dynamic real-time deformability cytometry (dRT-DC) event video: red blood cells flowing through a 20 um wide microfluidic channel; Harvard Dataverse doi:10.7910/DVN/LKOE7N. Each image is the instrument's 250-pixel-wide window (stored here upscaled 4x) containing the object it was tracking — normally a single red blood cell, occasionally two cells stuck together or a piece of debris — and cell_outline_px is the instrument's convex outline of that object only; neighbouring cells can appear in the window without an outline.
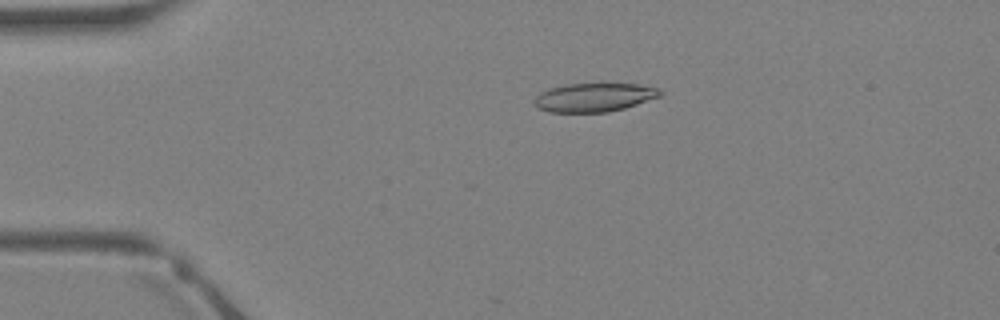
{"species": "Egyptian fruit bat (a non-hibernating species)", "species_latin": "Rousettus aegyptiacus", "temperature_condition": "warm", "stored_images_in_passage": 3, "camera_frame_rate_fps": 3000, "um_per_image_px": 0.085, "animal": {"sex": "female"}, "frame": {"image": 1, "passage_image": 3, "time_ms": 0.667, "image_size_px": [1000, 320], "cell_outline_px": [[664, 92], [660, 96], [624, 108], [608, 112], [548, 112], [540, 108], [532, 100], [540, 92], [548, 88], [564, 84], [640, 84], [656, 88]], "centroid_in_image_um": [50.47, 8.27], "position_along_channel_um": 34.5, "area_um2": 20.92}}